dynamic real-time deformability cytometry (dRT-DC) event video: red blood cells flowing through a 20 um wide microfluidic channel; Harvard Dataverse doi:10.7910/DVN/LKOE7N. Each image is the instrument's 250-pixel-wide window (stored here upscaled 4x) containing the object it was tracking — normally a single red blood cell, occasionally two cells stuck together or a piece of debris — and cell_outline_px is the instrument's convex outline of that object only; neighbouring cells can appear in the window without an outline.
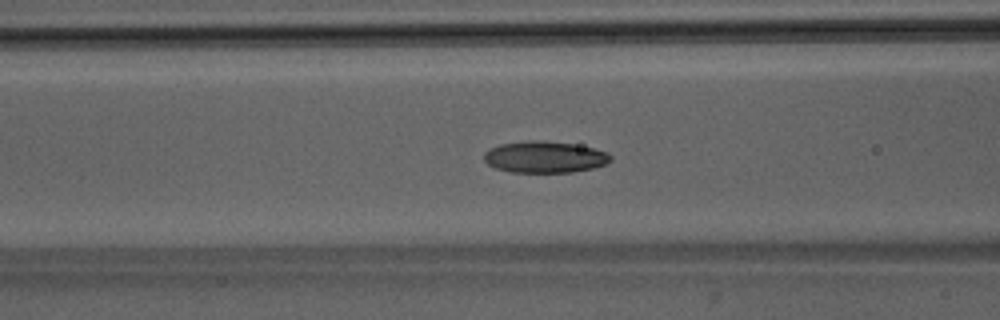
{"species": "Egyptian fruit bat (a non-hibernating species)", "species_latin": "Rousettus aegyptiacus", "temperature_condition": "room temperature", "stored_images_in_passage": 50, "camera_frame_rate_fps": 3000, "um_per_image_px": 0.085, "animal": {"sex": "male"}, "frame": {"image": 1, "passage_image": 20, "time_ms": 6.333, "image_size_px": [1000, 320], "cell_outline_px": [[612, 160], [604, 164], [592, 168], [572, 172], [512, 172], [496, 168], [488, 164], [484, 160], [484, 152], [488, 148], [500, 144], [528, 140], [544, 140], [572, 144], [592, 148], [608, 152], [612, 156]], "centroid_in_image_um": [46.27, 13.34], "position_along_channel_um": 120.3, "area_um2": 23.29}}
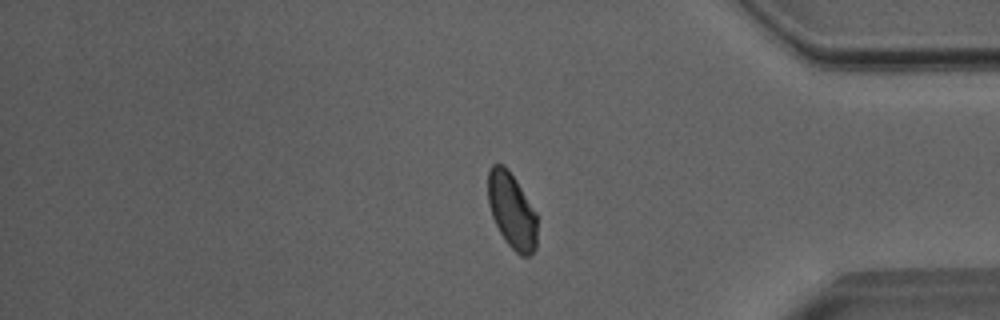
{"frame": {"image": 2, "passage_image": 42, "time_ms": 13.667, "image_size_px": [1000, 320], "cell_outline_px": [[536, 248], [528, 256], [520, 256], [508, 244], [500, 232], [492, 216], [488, 204], [488, 168], [492, 164], [504, 164], [508, 168], [516, 180], [536, 212]], "centroid_in_image_um": [43.49, 17.87], "position_along_channel_um": 391.7, "area_um2": 21.62}}
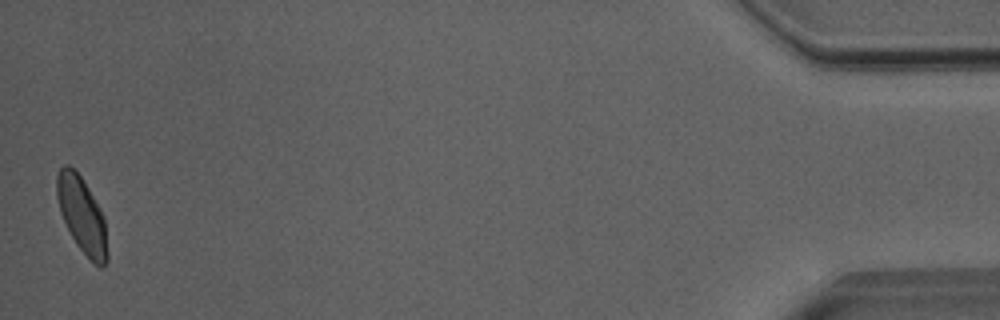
{"frame": {"image": 3, "passage_image": 50, "time_ms": 16.333, "image_size_px": [1000, 320], "cell_outline_px": [[108, 260], [100, 268], [76, 244], [60, 212], [56, 196], [56, 176], [60, 168], [64, 164], [68, 164], [80, 176], [88, 188], [100, 208], [104, 216], [108, 252]], "centroid_in_image_um": [6.96, 18.26], "position_along_channel_um": 428.2, "area_um2": 22.08}, "authors_computed_cell_mechanics": {"area_um2": 22.8021, "velocity_mm_per_s": 4.0051, "shape_relaxation_time_tau1_ms": 3.8704, "shape_relaxation_time_tau2_ms": 2.0542, "deformation_change_tau1": 0.1299, "deformation_change_tau2": 0.0605}}